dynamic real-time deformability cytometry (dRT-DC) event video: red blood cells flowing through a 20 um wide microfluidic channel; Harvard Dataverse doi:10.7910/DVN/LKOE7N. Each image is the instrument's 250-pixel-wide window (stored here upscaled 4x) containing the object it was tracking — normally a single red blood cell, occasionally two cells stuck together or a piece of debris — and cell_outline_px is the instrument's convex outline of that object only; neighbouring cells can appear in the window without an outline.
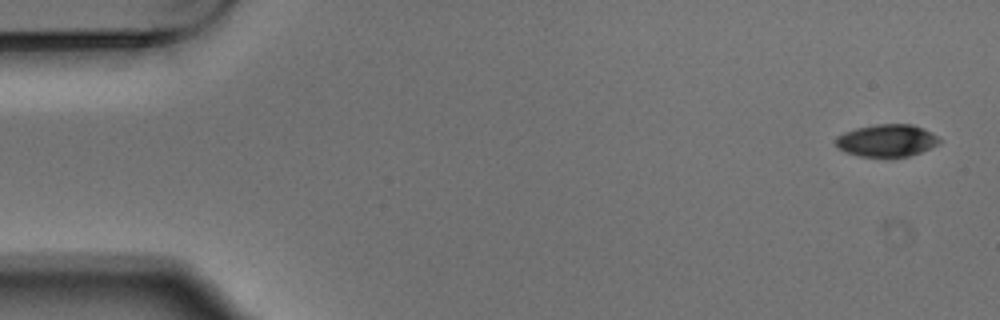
{"species": "Egyptian fruit bat (a non-hibernating species)", "species_latin": "Rousettus aegyptiacus", "temperature_condition": "warm", "stored_images_in_passage": 5, "camera_frame_rate_fps": 3000, "um_per_image_px": 0.085, "animal": {"sex": "male"}, "frame": {"image": 1, "passage_image": 1, "time_ms": 0.0, "image_size_px": [1000, 320], "cell_outline_px": [[940, 144], [920, 152], [908, 156], [860, 156], [848, 152], [840, 148], [836, 144], [836, 136], [844, 132], [856, 128], [876, 124], [912, 124], [924, 128], [936, 136], [940, 140]], "centroid_in_image_um": [75.39, 11.92], "position_along_channel_um": 9.6, "area_um2": 19.25}}
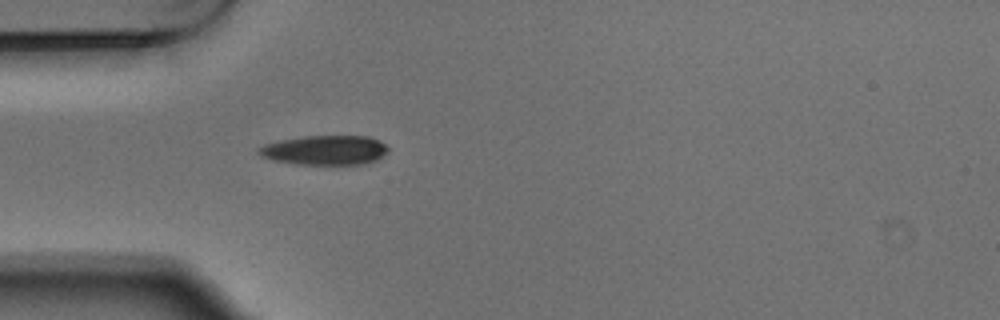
{"frame": {"image": 2, "passage_image": 5, "time_ms": 1.333, "image_size_px": [1000, 320], "cell_outline_px": [[388, 152], [376, 160], [360, 164], [296, 164], [272, 160], [260, 156], [256, 152], [264, 144], [280, 140], [304, 136], [368, 136], [380, 140], [388, 148]], "centroid_in_image_um": [27.6, 12.76], "position_along_channel_um": 57.4, "area_um2": 22.25}}